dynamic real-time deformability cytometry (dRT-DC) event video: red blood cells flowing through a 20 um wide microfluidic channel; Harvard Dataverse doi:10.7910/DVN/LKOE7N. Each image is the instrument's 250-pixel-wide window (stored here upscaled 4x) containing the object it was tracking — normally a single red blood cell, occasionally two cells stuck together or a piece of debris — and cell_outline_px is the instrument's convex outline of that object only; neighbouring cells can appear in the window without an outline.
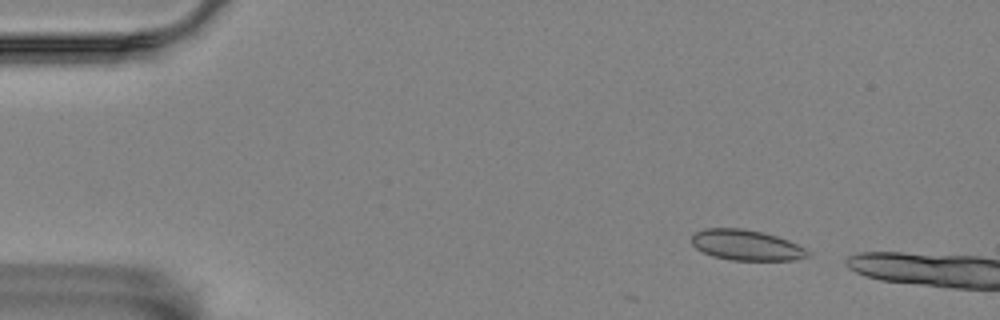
{"species": "Egyptian fruit bat (a non-hibernating species)", "species_latin": "Rousettus aegyptiacus", "temperature_condition": "room temperature", "stored_images_in_passage": 3, "camera_frame_rate_fps": 3000, "um_per_image_px": 0.085, "animal": {"sex": "female"}, "frame": {"image": 1, "passage_image": 1, "time_ms": 0.0, "image_size_px": [1000, 320], "cell_outline_px": [[812, 256], [796, 260], [732, 260], [712, 256], [696, 248], [692, 244], [692, 232], [704, 228], [744, 228], [764, 232], [788, 240], [804, 248]], "centroid_in_image_um": [63.42, 20.83], "position_along_channel_um": 21.6, "area_um2": 20.81}}